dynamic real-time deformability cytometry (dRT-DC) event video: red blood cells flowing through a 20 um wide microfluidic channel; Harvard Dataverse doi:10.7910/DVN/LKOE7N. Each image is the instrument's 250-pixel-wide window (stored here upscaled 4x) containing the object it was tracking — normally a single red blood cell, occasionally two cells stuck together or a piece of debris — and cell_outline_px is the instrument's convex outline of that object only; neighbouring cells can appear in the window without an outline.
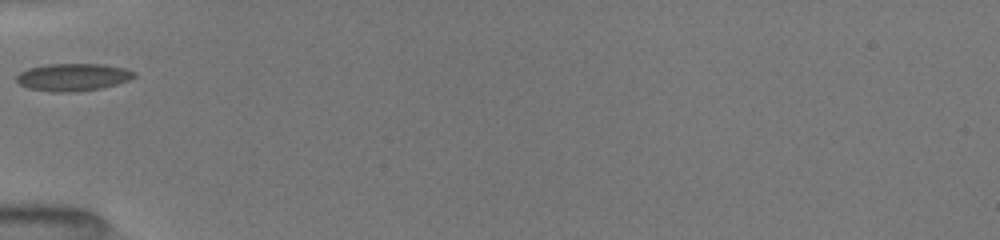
{"species": "common noctule bat (a hibernating species)", "species_latin": "Nyctalus noctula", "temperature_condition": "room temperature", "stored_images_in_passage": 34, "camera_frame_rate_fps": 3000, "um_per_image_px": 0.085, "animal": {"sex": "female", "body_mass_g": 19.5, "forearm_length_mm": 54.1}, "frame": {"image": 1, "passage_image": 1, "time_ms": 0.0, "image_size_px": [1000, 240], "cell_outline_px": [[136, 76], [128, 80], [116, 84], [100, 88], [72, 92], [52, 92], [28, 88], [20, 84], [16, 80], [16, 76], [20, 72], [28, 68], [48, 64], [104, 64], [124, 68], [136, 72]], "centroid_in_image_um": [6.19, 6.55], "position_along_channel_um": 78.8, "area_um2": 18.79}}
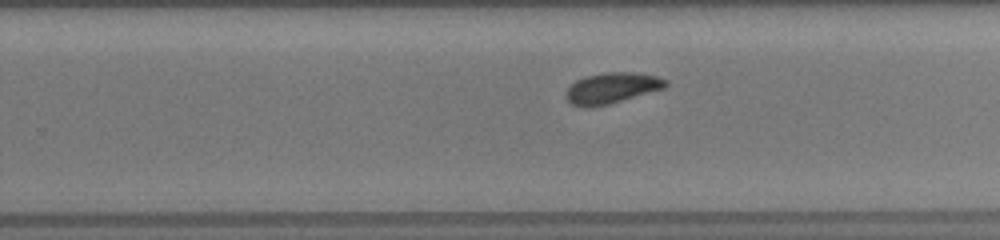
{"frame": {"image": 2, "passage_image": 16, "time_ms": 5.0, "image_size_px": [1000, 240], "cell_outline_px": [[668, 84], [664, 88], [608, 104], [588, 108], [584, 108], [572, 104], [564, 96], [564, 92], [576, 80], [584, 76], [604, 72], [636, 72], [656, 76], [668, 80]], "centroid_in_image_um": [51.97, 7.47], "position_along_channel_um": 277.8, "area_um2": 17.98}}
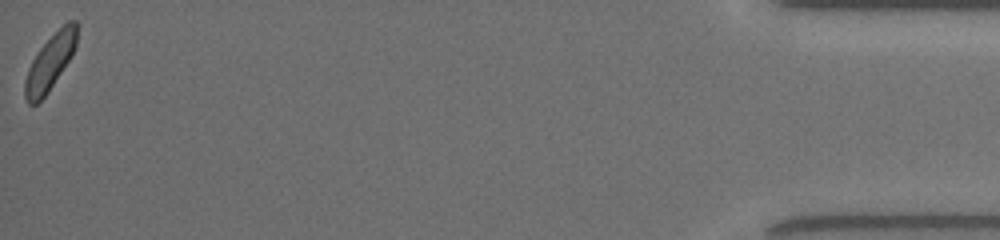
{"frame": {"image": 3, "passage_image": 34, "time_ms": 11.0, "image_size_px": [1000, 240], "cell_outline_px": [[80, 24], [76, 44], [72, 56], [48, 92], [36, 104], [28, 104], [24, 96], [24, 84], [28, 68], [32, 60], [40, 48], [68, 20], [76, 20]], "centroid_in_image_um": [4.29, 5.27], "position_along_channel_um": 430.9, "area_um2": 16.82}}